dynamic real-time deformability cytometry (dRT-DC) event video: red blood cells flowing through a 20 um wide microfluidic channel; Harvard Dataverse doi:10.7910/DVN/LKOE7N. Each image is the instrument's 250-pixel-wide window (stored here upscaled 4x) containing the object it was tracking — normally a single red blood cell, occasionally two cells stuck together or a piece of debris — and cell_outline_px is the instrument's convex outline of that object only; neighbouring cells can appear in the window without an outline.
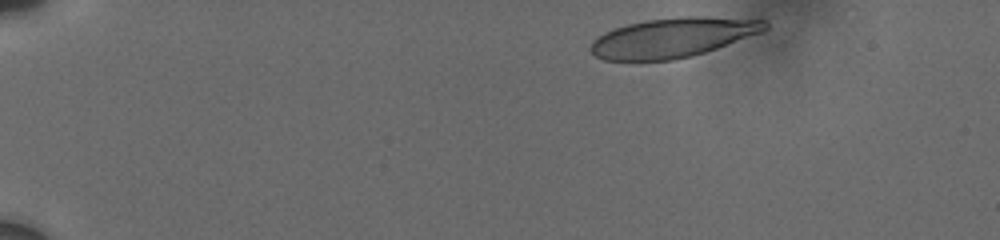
{"species": "human", "species_latin": "Homo sapiens", "temperature_condition": "cold", "stored_images_in_passage": 9, "camera_frame_rate_fps": 3000, "um_per_image_px": 0.085, "donor": {"sex": "male"}, "frame": {"image": 1, "passage_image": 1, "time_ms": 0.0, "image_size_px": [1000, 240], "cell_outline_px": [[768, 28], [760, 32], [716, 48], [692, 56], [672, 60], [604, 60], [596, 56], [588, 48], [592, 40], [604, 32], [628, 24], [648, 20], [688, 16], [696, 16], [764, 20], [768, 24]], "centroid_in_image_um": [57.14, 3.2], "position_along_channel_um": 27.9, "area_um2": 39.65}}
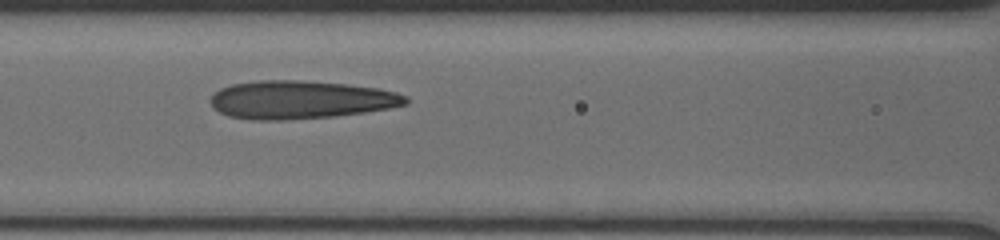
{"frame": {"image": 2, "passage_image": 8, "time_ms": 6.0, "image_size_px": [1000, 240], "cell_outline_px": [[408, 104], [388, 108], [364, 112], [336, 116], [284, 120], [252, 120], [228, 116], [220, 112], [212, 104], [212, 96], [220, 88], [232, 84], [256, 80], [304, 80], [348, 84], [380, 88], [396, 92], [408, 96]], "centroid_in_image_um": [25.59, 8.47], "position_along_channel_um": 141.0, "area_um2": 43.58}}
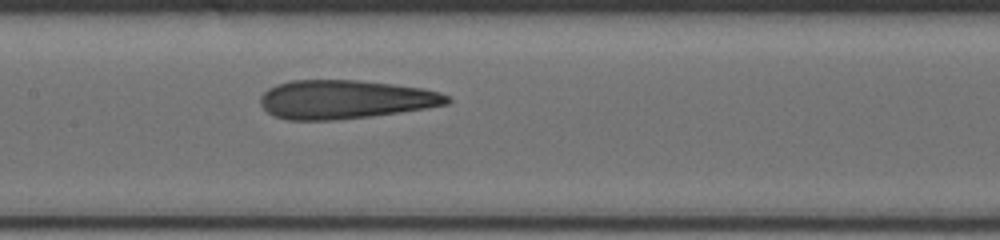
{"frame": {"image": 3, "passage_image": 9, "time_ms": 7.0, "image_size_px": [1000, 240], "cell_outline_px": [[452, 100], [448, 104], [400, 112], [368, 116], [332, 120], [288, 120], [276, 116], [268, 112], [260, 104], [260, 96], [268, 88], [276, 84], [292, 80], [356, 80], [392, 84], [420, 88], [440, 92], [448, 96]], "centroid_in_image_um": [29.31, 8.44], "position_along_channel_um": 178.1, "area_um2": 41.91}}